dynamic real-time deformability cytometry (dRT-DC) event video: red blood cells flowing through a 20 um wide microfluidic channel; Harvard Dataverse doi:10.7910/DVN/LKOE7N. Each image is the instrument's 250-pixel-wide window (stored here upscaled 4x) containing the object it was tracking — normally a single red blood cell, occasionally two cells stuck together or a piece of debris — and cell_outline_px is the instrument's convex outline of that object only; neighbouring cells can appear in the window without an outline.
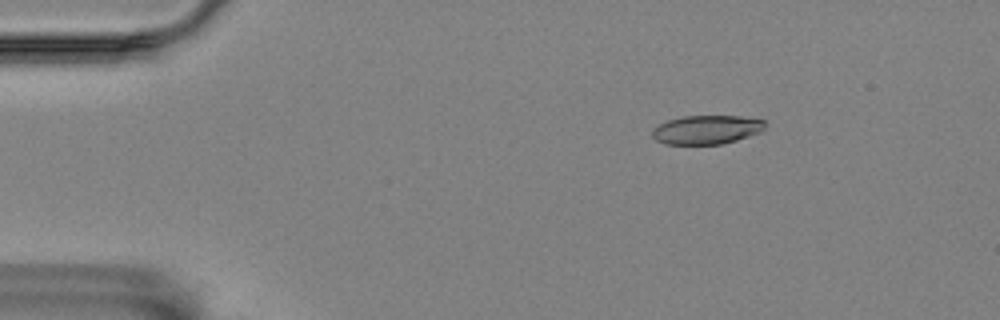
{"species": "Egyptian fruit bat (a non-hibernating species)", "species_latin": "Rousettus aegyptiacus", "temperature_condition": "room temperature", "stored_images_in_passage": 5, "camera_frame_rate_fps": 3000, "um_per_image_px": 0.085, "animal": {"sex": "female"}, "frame": {"image": 1, "passage_image": 2, "time_ms": 0.333, "image_size_px": [1000, 320], "cell_outline_px": [[764, 128], [760, 132], [736, 140], [720, 144], [664, 144], [656, 140], [652, 136], [652, 128], [668, 120], [684, 116], [740, 116], [764, 120]], "centroid_in_image_um": [60.03, 11.02], "position_along_channel_um": 25.0, "area_um2": 18.84}}
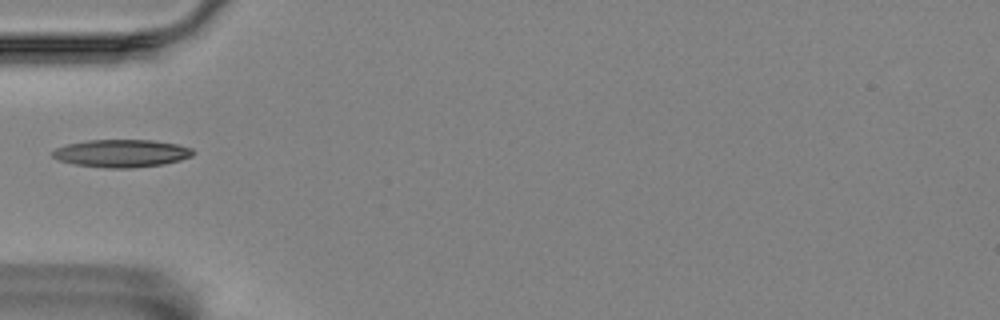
{"frame": {"image": 2, "passage_image": 5, "time_ms": 1.333, "image_size_px": [1000, 320], "cell_outline_px": [[196, 152], [192, 156], [180, 160], [164, 164], [132, 168], [108, 168], [76, 164], [60, 160], [52, 156], [52, 152], [56, 148], [68, 144], [88, 140], [152, 140], [176, 144], [192, 148]], "centroid_in_image_um": [10.37, 13.03], "position_along_channel_um": 74.6, "area_um2": 22.54}}